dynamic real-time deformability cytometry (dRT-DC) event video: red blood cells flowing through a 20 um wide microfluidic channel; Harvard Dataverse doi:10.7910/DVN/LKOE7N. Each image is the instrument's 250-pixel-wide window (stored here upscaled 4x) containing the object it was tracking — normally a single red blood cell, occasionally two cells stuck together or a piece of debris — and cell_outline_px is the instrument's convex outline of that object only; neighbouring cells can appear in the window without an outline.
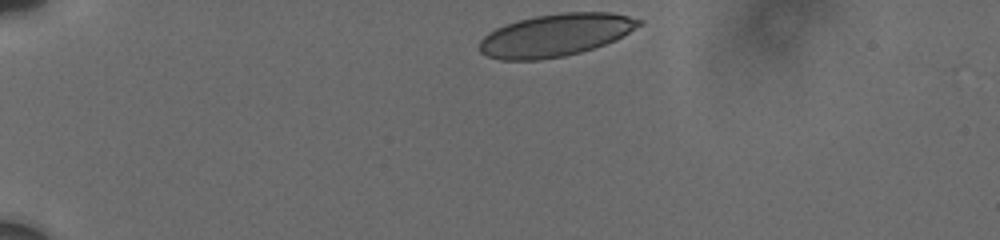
{"species": "human", "species_latin": "Homo sapiens", "temperature_condition": "cold", "stored_images_in_passage": 13, "camera_frame_rate_fps": 3000, "um_per_image_px": 0.085, "donor": {"sex": "male"}, "frame": {"image": 1, "passage_image": 1, "time_ms": 0.0, "image_size_px": [1000, 240], "cell_outline_px": [[644, 24], [616, 40], [580, 52], [564, 56], [540, 60], [500, 60], [488, 56], [480, 52], [480, 40], [488, 32], [496, 28], [520, 20], [536, 16], [560, 12], [612, 12], [644, 20]], "centroid_in_image_um": [47.26, 2.98], "position_along_channel_um": 37.7, "area_um2": 39.54}}
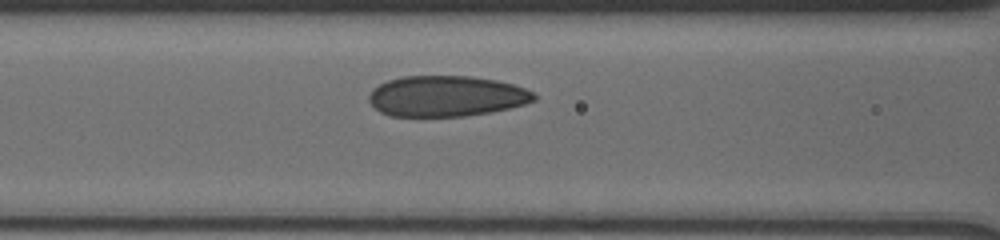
{"frame": {"image": 2, "passage_image": 10, "time_ms": 4.333, "image_size_px": [1000, 240], "cell_outline_px": [[536, 100], [524, 104], [508, 108], [488, 112], [464, 116], [388, 116], [380, 112], [368, 100], [368, 96], [372, 88], [388, 80], [404, 76], [472, 76], [496, 80], [512, 84], [524, 88], [532, 92], [536, 96]], "centroid_in_image_um": [37.91, 8.17], "position_along_channel_um": 128.7, "area_um2": 39.13}}
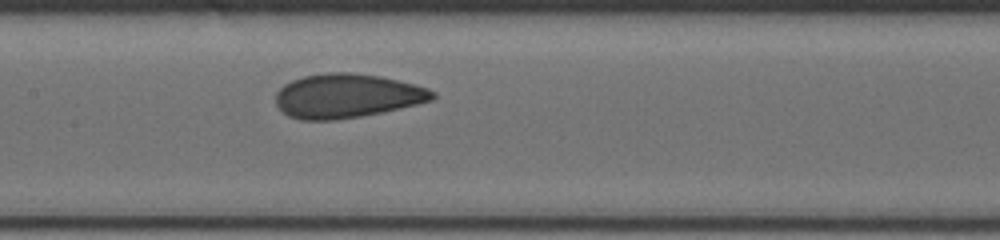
{"frame": {"image": 3, "passage_image": 13, "time_ms": 5.667, "image_size_px": [1000, 240], "cell_outline_px": [[436, 96], [432, 100], [416, 104], [380, 112], [360, 116], [336, 120], [300, 120], [288, 116], [276, 104], [276, 92], [284, 84], [292, 80], [304, 76], [328, 72], [348, 72], [380, 76], [416, 84], [428, 88], [436, 92]], "centroid_in_image_um": [29.48, 8.14], "position_along_channel_um": 177.9, "area_um2": 40.23}}